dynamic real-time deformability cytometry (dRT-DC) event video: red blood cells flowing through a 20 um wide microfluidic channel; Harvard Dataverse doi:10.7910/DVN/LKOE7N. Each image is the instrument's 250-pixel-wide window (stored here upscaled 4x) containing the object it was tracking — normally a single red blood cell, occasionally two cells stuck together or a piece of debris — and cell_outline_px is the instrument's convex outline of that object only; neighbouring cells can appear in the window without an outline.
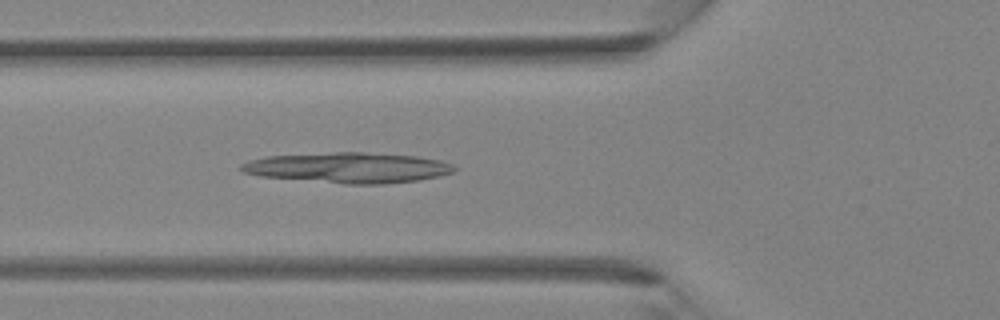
{"species": "Egyptian fruit bat (a non-hibernating species)", "species_latin": "Rousettus aegyptiacus", "temperature_condition": "room temperature", "stored_images_in_passage": 28, "camera_frame_rate_fps": 3000, "um_per_image_px": 0.085, "animal": {"sex": "female"}, "frame": {"image": 1, "passage_image": 8, "time_ms": 2.333, "image_size_px": [1000, 320], "cell_outline_px": [[456, 168], [452, 172], [420, 180], [384, 184], [344, 184], [260, 176], [244, 172], [240, 168], [240, 164], [248, 160], [268, 156], [332, 152], [364, 152], [416, 156], [440, 160], [452, 164]], "centroid_in_image_um": [29.58, 14.25], "position_along_channel_um": 96.2, "area_um2": 37.74}}
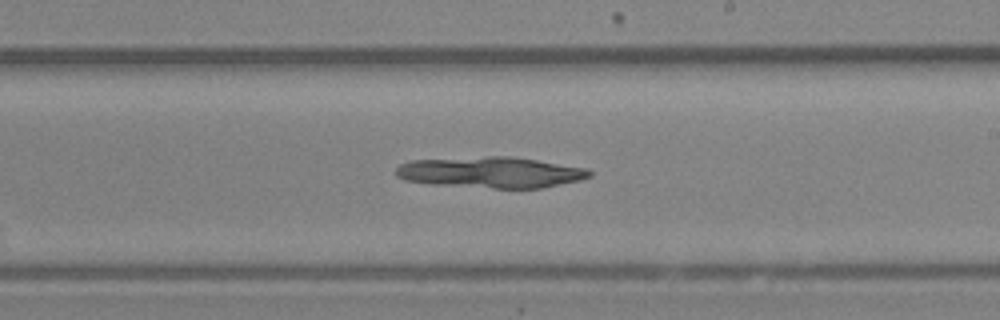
{"frame": {"image": 2, "passage_image": 17, "time_ms": 5.333, "image_size_px": [1000, 320], "cell_outline_px": [[592, 176], [580, 180], [544, 188], [492, 188], [432, 184], [404, 180], [396, 176], [396, 168], [400, 164], [412, 160], [488, 156], [512, 156], [588, 168], [592, 172]], "centroid_in_image_um": [41.75, 14.65], "position_along_channel_um": 247.3, "area_um2": 35.14}}
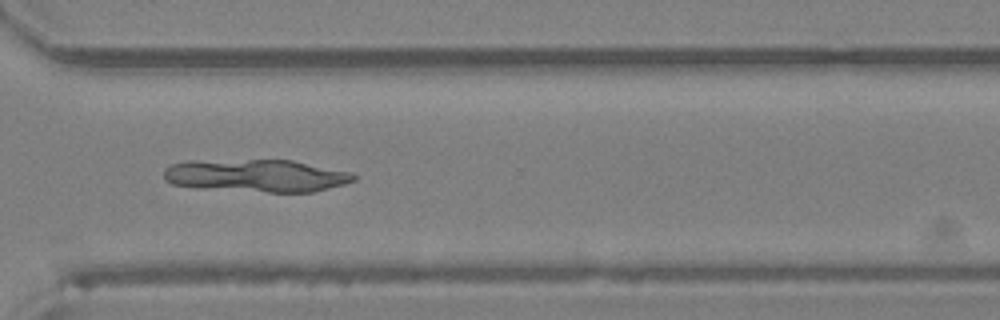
{"frame": {"image": 3, "passage_image": 23, "time_ms": 7.333, "image_size_px": [1000, 320], "cell_outline_px": [[356, 180], [344, 184], [312, 192], [268, 192], [200, 188], [172, 184], [164, 180], [164, 168], [172, 164], [188, 160], [292, 160], [348, 172], [356, 176]], "centroid_in_image_um": [21.73, 14.93], "position_along_channel_um": 348.9, "area_um2": 36.01}}